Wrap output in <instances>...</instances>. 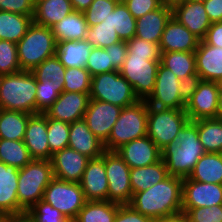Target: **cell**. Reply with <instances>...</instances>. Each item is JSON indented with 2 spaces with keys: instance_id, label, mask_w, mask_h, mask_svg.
Masks as SVG:
<instances>
[{
  "instance_id": "6da1fadb",
  "label": "cell",
  "mask_w": 222,
  "mask_h": 222,
  "mask_svg": "<svg viewBox=\"0 0 222 222\" xmlns=\"http://www.w3.org/2000/svg\"><path fill=\"white\" fill-rule=\"evenodd\" d=\"M183 178L169 175L146 191L134 193L129 205L155 222L182 213Z\"/></svg>"
},
{
  "instance_id": "7a4b0ae2",
  "label": "cell",
  "mask_w": 222,
  "mask_h": 222,
  "mask_svg": "<svg viewBox=\"0 0 222 222\" xmlns=\"http://www.w3.org/2000/svg\"><path fill=\"white\" fill-rule=\"evenodd\" d=\"M205 153L197 125L188 121L178 132L176 141L161 150V159L167 167L168 175L187 178Z\"/></svg>"
},
{
  "instance_id": "3957f363",
  "label": "cell",
  "mask_w": 222,
  "mask_h": 222,
  "mask_svg": "<svg viewBox=\"0 0 222 222\" xmlns=\"http://www.w3.org/2000/svg\"><path fill=\"white\" fill-rule=\"evenodd\" d=\"M37 80L32 71L0 76V109L36 114Z\"/></svg>"
},
{
  "instance_id": "277c9868",
  "label": "cell",
  "mask_w": 222,
  "mask_h": 222,
  "mask_svg": "<svg viewBox=\"0 0 222 222\" xmlns=\"http://www.w3.org/2000/svg\"><path fill=\"white\" fill-rule=\"evenodd\" d=\"M53 178L51 160L32 159L19 169L17 197L20 216L26 215L29 209L43 199L44 191Z\"/></svg>"
},
{
  "instance_id": "5b68a950",
  "label": "cell",
  "mask_w": 222,
  "mask_h": 222,
  "mask_svg": "<svg viewBox=\"0 0 222 222\" xmlns=\"http://www.w3.org/2000/svg\"><path fill=\"white\" fill-rule=\"evenodd\" d=\"M149 105L145 100L122 108L113 125L108 140L104 143L105 151H116L122 145L147 135Z\"/></svg>"
},
{
  "instance_id": "8992f818",
  "label": "cell",
  "mask_w": 222,
  "mask_h": 222,
  "mask_svg": "<svg viewBox=\"0 0 222 222\" xmlns=\"http://www.w3.org/2000/svg\"><path fill=\"white\" fill-rule=\"evenodd\" d=\"M21 70L33 71L44 60L56 55L57 43L50 27L32 23L16 44Z\"/></svg>"
},
{
  "instance_id": "52a82bcc",
  "label": "cell",
  "mask_w": 222,
  "mask_h": 222,
  "mask_svg": "<svg viewBox=\"0 0 222 222\" xmlns=\"http://www.w3.org/2000/svg\"><path fill=\"white\" fill-rule=\"evenodd\" d=\"M89 96L90 99L108 102L121 108L139 100L130 83L118 70L91 77Z\"/></svg>"
},
{
  "instance_id": "ba28073f",
  "label": "cell",
  "mask_w": 222,
  "mask_h": 222,
  "mask_svg": "<svg viewBox=\"0 0 222 222\" xmlns=\"http://www.w3.org/2000/svg\"><path fill=\"white\" fill-rule=\"evenodd\" d=\"M188 121L185 110L149 106L147 136L162 150L176 141L178 132Z\"/></svg>"
},
{
  "instance_id": "9c48e42d",
  "label": "cell",
  "mask_w": 222,
  "mask_h": 222,
  "mask_svg": "<svg viewBox=\"0 0 222 222\" xmlns=\"http://www.w3.org/2000/svg\"><path fill=\"white\" fill-rule=\"evenodd\" d=\"M159 64L160 61L148 60V56L127 54L119 71L139 100H146L153 92Z\"/></svg>"
},
{
  "instance_id": "30bf717a",
  "label": "cell",
  "mask_w": 222,
  "mask_h": 222,
  "mask_svg": "<svg viewBox=\"0 0 222 222\" xmlns=\"http://www.w3.org/2000/svg\"><path fill=\"white\" fill-rule=\"evenodd\" d=\"M43 200L72 221L87 202L80 183L57 178H53L46 187Z\"/></svg>"
},
{
  "instance_id": "8fae6325",
  "label": "cell",
  "mask_w": 222,
  "mask_h": 222,
  "mask_svg": "<svg viewBox=\"0 0 222 222\" xmlns=\"http://www.w3.org/2000/svg\"><path fill=\"white\" fill-rule=\"evenodd\" d=\"M105 170L108 179V201L121 205L131 202L130 167L116 151H105Z\"/></svg>"
},
{
  "instance_id": "7c38bea8",
  "label": "cell",
  "mask_w": 222,
  "mask_h": 222,
  "mask_svg": "<svg viewBox=\"0 0 222 222\" xmlns=\"http://www.w3.org/2000/svg\"><path fill=\"white\" fill-rule=\"evenodd\" d=\"M179 87L180 79L160 63L154 90L145 101L151 107L185 110L186 104L180 98Z\"/></svg>"
},
{
  "instance_id": "4fadbf2b",
  "label": "cell",
  "mask_w": 222,
  "mask_h": 222,
  "mask_svg": "<svg viewBox=\"0 0 222 222\" xmlns=\"http://www.w3.org/2000/svg\"><path fill=\"white\" fill-rule=\"evenodd\" d=\"M122 108L99 100L90 99L84 120L91 132L103 143L108 140L113 125L117 121Z\"/></svg>"
},
{
  "instance_id": "5bb4252c",
  "label": "cell",
  "mask_w": 222,
  "mask_h": 222,
  "mask_svg": "<svg viewBox=\"0 0 222 222\" xmlns=\"http://www.w3.org/2000/svg\"><path fill=\"white\" fill-rule=\"evenodd\" d=\"M219 91L217 82L201 80L197 90L185 105L189 121L217 118Z\"/></svg>"
},
{
  "instance_id": "9a60e30c",
  "label": "cell",
  "mask_w": 222,
  "mask_h": 222,
  "mask_svg": "<svg viewBox=\"0 0 222 222\" xmlns=\"http://www.w3.org/2000/svg\"><path fill=\"white\" fill-rule=\"evenodd\" d=\"M222 204V184L204 183L183 178L182 210Z\"/></svg>"
},
{
  "instance_id": "2e32d148",
  "label": "cell",
  "mask_w": 222,
  "mask_h": 222,
  "mask_svg": "<svg viewBox=\"0 0 222 222\" xmlns=\"http://www.w3.org/2000/svg\"><path fill=\"white\" fill-rule=\"evenodd\" d=\"M79 183L87 201H108L105 152L100 157L89 159Z\"/></svg>"
},
{
  "instance_id": "e0dca14e",
  "label": "cell",
  "mask_w": 222,
  "mask_h": 222,
  "mask_svg": "<svg viewBox=\"0 0 222 222\" xmlns=\"http://www.w3.org/2000/svg\"><path fill=\"white\" fill-rule=\"evenodd\" d=\"M89 100V94L63 91L44 114L70 124L84 118Z\"/></svg>"
},
{
  "instance_id": "ac0fdd59",
  "label": "cell",
  "mask_w": 222,
  "mask_h": 222,
  "mask_svg": "<svg viewBox=\"0 0 222 222\" xmlns=\"http://www.w3.org/2000/svg\"><path fill=\"white\" fill-rule=\"evenodd\" d=\"M116 152L130 168L149 166L161 160V150L147 135L122 145Z\"/></svg>"
},
{
  "instance_id": "d6986e66",
  "label": "cell",
  "mask_w": 222,
  "mask_h": 222,
  "mask_svg": "<svg viewBox=\"0 0 222 222\" xmlns=\"http://www.w3.org/2000/svg\"><path fill=\"white\" fill-rule=\"evenodd\" d=\"M89 159L69 147L56 152L51 159L54 178L79 183Z\"/></svg>"
},
{
  "instance_id": "ffe728a7",
  "label": "cell",
  "mask_w": 222,
  "mask_h": 222,
  "mask_svg": "<svg viewBox=\"0 0 222 222\" xmlns=\"http://www.w3.org/2000/svg\"><path fill=\"white\" fill-rule=\"evenodd\" d=\"M23 142L32 159H52L47 138V116L44 113L32 114L29 117Z\"/></svg>"
},
{
  "instance_id": "44dd1931",
  "label": "cell",
  "mask_w": 222,
  "mask_h": 222,
  "mask_svg": "<svg viewBox=\"0 0 222 222\" xmlns=\"http://www.w3.org/2000/svg\"><path fill=\"white\" fill-rule=\"evenodd\" d=\"M200 41L172 16L161 35L159 46L161 52H195Z\"/></svg>"
},
{
  "instance_id": "7402d4cb",
  "label": "cell",
  "mask_w": 222,
  "mask_h": 222,
  "mask_svg": "<svg viewBox=\"0 0 222 222\" xmlns=\"http://www.w3.org/2000/svg\"><path fill=\"white\" fill-rule=\"evenodd\" d=\"M172 16L200 40L205 38L211 26L204 3L201 2L187 0L172 9Z\"/></svg>"
},
{
  "instance_id": "603a6c76",
  "label": "cell",
  "mask_w": 222,
  "mask_h": 222,
  "mask_svg": "<svg viewBox=\"0 0 222 222\" xmlns=\"http://www.w3.org/2000/svg\"><path fill=\"white\" fill-rule=\"evenodd\" d=\"M68 147L90 159L100 157L105 152L104 143L91 132L84 119L70 123Z\"/></svg>"
},
{
  "instance_id": "cb8c5ba5",
  "label": "cell",
  "mask_w": 222,
  "mask_h": 222,
  "mask_svg": "<svg viewBox=\"0 0 222 222\" xmlns=\"http://www.w3.org/2000/svg\"><path fill=\"white\" fill-rule=\"evenodd\" d=\"M18 176L19 169L0 162V210L7 216H20Z\"/></svg>"
},
{
  "instance_id": "d4e9b609",
  "label": "cell",
  "mask_w": 222,
  "mask_h": 222,
  "mask_svg": "<svg viewBox=\"0 0 222 222\" xmlns=\"http://www.w3.org/2000/svg\"><path fill=\"white\" fill-rule=\"evenodd\" d=\"M196 71L201 80L216 82L222 77V48L199 42L195 50Z\"/></svg>"
},
{
  "instance_id": "484cf974",
  "label": "cell",
  "mask_w": 222,
  "mask_h": 222,
  "mask_svg": "<svg viewBox=\"0 0 222 222\" xmlns=\"http://www.w3.org/2000/svg\"><path fill=\"white\" fill-rule=\"evenodd\" d=\"M171 17L172 9L164 5L143 15L136 19L135 37L159 44L165 26Z\"/></svg>"
},
{
  "instance_id": "4316f807",
  "label": "cell",
  "mask_w": 222,
  "mask_h": 222,
  "mask_svg": "<svg viewBox=\"0 0 222 222\" xmlns=\"http://www.w3.org/2000/svg\"><path fill=\"white\" fill-rule=\"evenodd\" d=\"M72 11L70 0H35L33 23L51 28Z\"/></svg>"
},
{
  "instance_id": "83f0119b",
  "label": "cell",
  "mask_w": 222,
  "mask_h": 222,
  "mask_svg": "<svg viewBox=\"0 0 222 222\" xmlns=\"http://www.w3.org/2000/svg\"><path fill=\"white\" fill-rule=\"evenodd\" d=\"M51 29L56 43L69 40L79 41L86 39L88 24L83 12L74 10L61 21L55 23Z\"/></svg>"
},
{
  "instance_id": "f1b7e54d",
  "label": "cell",
  "mask_w": 222,
  "mask_h": 222,
  "mask_svg": "<svg viewBox=\"0 0 222 222\" xmlns=\"http://www.w3.org/2000/svg\"><path fill=\"white\" fill-rule=\"evenodd\" d=\"M167 167L161 159L155 164L130 168V183L133 194L146 191L152 185L157 184L168 177Z\"/></svg>"
},
{
  "instance_id": "f546056e",
  "label": "cell",
  "mask_w": 222,
  "mask_h": 222,
  "mask_svg": "<svg viewBox=\"0 0 222 222\" xmlns=\"http://www.w3.org/2000/svg\"><path fill=\"white\" fill-rule=\"evenodd\" d=\"M92 46L85 40L57 43L56 56L65 68H85Z\"/></svg>"
},
{
  "instance_id": "4dcf8cb0",
  "label": "cell",
  "mask_w": 222,
  "mask_h": 222,
  "mask_svg": "<svg viewBox=\"0 0 222 222\" xmlns=\"http://www.w3.org/2000/svg\"><path fill=\"white\" fill-rule=\"evenodd\" d=\"M188 178L197 182L222 184V153L206 152Z\"/></svg>"
},
{
  "instance_id": "1f68e13d",
  "label": "cell",
  "mask_w": 222,
  "mask_h": 222,
  "mask_svg": "<svg viewBox=\"0 0 222 222\" xmlns=\"http://www.w3.org/2000/svg\"><path fill=\"white\" fill-rule=\"evenodd\" d=\"M33 23V15L0 11V40L18 43Z\"/></svg>"
},
{
  "instance_id": "d6a6232c",
  "label": "cell",
  "mask_w": 222,
  "mask_h": 222,
  "mask_svg": "<svg viewBox=\"0 0 222 222\" xmlns=\"http://www.w3.org/2000/svg\"><path fill=\"white\" fill-rule=\"evenodd\" d=\"M31 115L21 111L0 109V138L23 141Z\"/></svg>"
},
{
  "instance_id": "836d02e7",
  "label": "cell",
  "mask_w": 222,
  "mask_h": 222,
  "mask_svg": "<svg viewBox=\"0 0 222 222\" xmlns=\"http://www.w3.org/2000/svg\"><path fill=\"white\" fill-rule=\"evenodd\" d=\"M193 122L197 125L199 140L205 152L222 153V119H200Z\"/></svg>"
},
{
  "instance_id": "e575fe53",
  "label": "cell",
  "mask_w": 222,
  "mask_h": 222,
  "mask_svg": "<svg viewBox=\"0 0 222 222\" xmlns=\"http://www.w3.org/2000/svg\"><path fill=\"white\" fill-rule=\"evenodd\" d=\"M120 205L111 201H87L73 222H114Z\"/></svg>"
},
{
  "instance_id": "d590c367",
  "label": "cell",
  "mask_w": 222,
  "mask_h": 222,
  "mask_svg": "<svg viewBox=\"0 0 222 222\" xmlns=\"http://www.w3.org/2000/svg\"><path fill=\"white\" fill-rule=\"evenodd\" d=\"M103 24L110 25L116 30L118 37L123 41L132 39L136 34V19L128 11L123 1H119Z\"/></svg>"
},
{
  "instance_id": "8d00e7d4",
  "label": "cell",
  "mask_w": 222,
  "mask_h": 222,
  "mask_svg": "<svg viewBox=\"0 0 222 222\" xmlns=\"http://www.w3.org/2000/svg\"><path fill=\"white\" fill-rule=\"evenodd\" d=\"M160 63L170 69L180 80L197 73L194 52H161Z\"/></svg>"
},
{
  "instance_id": "74e56055",
  "label": "cell",
  "mask_w": 222,
  "mask_h": 222,
  "mask_svg": "<svg viewBox=\"0 0 222 222\" xmlns=\"http://www.w3.org/2000/svg\"><path fill=\"white\" fill-rule=\"evenodd\" d=\"M31 160L32 158L23 141L0 138V162L21 169Z\"/></svg>"
},
{
  "instance_id": "f35d334b",
  "label": "cell",
  "mask_w": 222,
  "mask_h": 222,
  "mask_svg": "<svg viewBox=\"0 0 222 222\" xmlns=\"http://www.w3.org/2000/svg\"><path fill=\"white\" fill-rule=\"evenodd\" d=\"M69 131V123L47 117V138L52 155L68 147Z\"/></svg>"
},
{
  "instance_id": "ab89813d",
  "label": "cell",
  "mask_w": 222,
  "mask_h": 222,
  "mask_svg": "<svg viewBox=\"0 0 222 222\" xmlns=\"http://www.w3.org/2000/svg\"><path fill=\"white\" fill-rule=\"evenodd\" d=\"M66 68L59 61L56 55L47 58L40 65H38L32 73L37 81L49 80L58 85H64V74Z\"/></svg>"
},
{
  "instance_id": "60d3db41",
  "label": "cell",
  "mask_w": 222,
  "mask_h": 222,
  "mask_svg": "<svg viewBox=\"0 0 222 222\" xmlns=\"http://www.w3.org/2000/svg\"><path fill=\"white\" fill-rule=\"evenodd\" d=\"M64 78V91L90 93L91 75L86 68H66Z\"/></svg>"
},
{
  "instance_id": "b9f144b4",
  "label": "cell",
  "mask_w": 222,
  "mask_h": 222,
  "mask_svg": "<svg viewBox=\"0 0 222 222\" xmlns=\"http://www.w3.org/2000/svg\"><path fill=\"white\" fill-rule=\"evenodd\" d=\"M64 91V85L49 80L37 81L36 114L45 113Z\"/></svg>"
},
{
  "instance_id": "7bdbcfd3",
  "label": "cell",
  "mask_w": 222,
  "mask_h": 222,
  "mask_svg": "<svg viewBox=\"0 0 222 222\" xmlns=\"http://www.w3.org/2000/svg\"><path fill=\"white\" fill-rule=\"evenodd\" d=\"M86 41L92 47L106 48L121 41V39L115 29L101 22L95 26L88 27Z\"/></svg>"
},
{
  "instance_id": "ee69618b",
  "label": "cell",
  "mask_w": 222,
  "mask_h": 222,
  "mask_svg": "<svg viewBox=\"0 0 222 222\" xmlns=\"http://www.w3.org/2000/svg\"><path fill=\"white\" fill-rule=\"evenodd\" d=\"M26 216L30 222H73L43 199L29 209Z\"/></svg>"
},
{
  "instance_id": "f6af8a7d",
  "label": "cell",
  "mask_w": 222,
  "mask_h": 222,
  "mask_svg": "<svg viewBox=\"0 0 222 222\" xmlns=\"http://www.w3.org/2000/svg\"><path fill=\"white\" fill-rule=\"evenodd\" d=\"M21 71L17 45L14 42L0 40V76Z\"/></svg>"
},
{
  "instance_id": "bcb514c9",
  "label": "cell",
  "mask_w": 222,
  "mask_h": 222,
  "mask_svg": "<svg viewBox=\"0 0 222 222\" xmlns=\"http://www.w3.org/2000/svg\"><path fill=\"white\" fill-rule=\"evenodd\" d=\"M119 0H93L91 5L83 12L88 27L103 22L112 13Z\"/></svg>"
},
{
  "instance_id": "7dc6e473",
  "label": "cell",
  "mask_w": 222,
  "mask_h": 222,
  "mask_svg": "<svg viewBox=\"0 0 222 222\" xmlns=\"http://www.w3.org/2000/svg\"><path fill=\"white\" fill-rule=\"evenodd\" d=\"M85 68L89 71L91 77L101 73L116 71L110 62L108 52L105 48L98 47L92 48Z\"/></svg>"
},
{
  "instance_id": "c3c4849f",
  "label": "cell",
  "mask_w": 222,
  "mask_h": 222,
  "mask_svg": "<svg viewBox=\"0 0 222 222\" xmlns=\"http://www.w3.org/2000/svg\"><path fill=\"white\" fill-rule=\"evenodd\" d=\"M127 54L148 56V60L160 61L161 50L159 44L133 37L127 41Z\"/></svg>"
},
{
  "instance_id": "681fc988",
  "label": "cell",
  "mask_w": 222,
  "mask_h": 222,
  "mask_svg": "<svg viewBox=\"0 0 222 222\" xmlns=\"http://www.w3.org/2000/svg\"><path fill=\"white\" fill-rule=\"evenodd\" d=\"M189 222H222V204L182 210Z\"/></svg>"
},
{
  "instance_id": "f907efd6",
  "label": "cell",
  "mask_w": 222,
  "mask_h": 222,
  "mask_svg": "<svg viewBox=\"0 0 222 222\" xmlns=\"http://www.w3.org/2000/svg\"><path fill=\"white\" fill-rule=\"evenodd\" d=\"M123 2L135 19L162 6L161 0H123Z\"/></svg>"
},
{
  "instance_id": "816d5d0a",
  "label": "cell",
  "mask_w": 222,
  "mask_h": 222,
  "mask_svg": "<svg viewBox=\"0 0 222 222\" xmlns=\"http://www.w3.org/2000/svg\"><path fill=\"white\" fill-rule=\"evenodd\" d=\"M35 0H0V11L34 15Z\"/></svg>"
},
{
  "instance_id": "f5cc1de1",
  "label": "cell",
  "mask_w": 222,
  "mask_h": 222,
  "mask_svg": "<svg viewBox=\"0 0 222 222\" xmlns=\"http://www.w3.org/2000/svg\"><path fill=\"white\" fill-rule=\"evenodd\" d=\"M114 222H155L153 219L140 214L129 204L120 205Z\"/></svg>"
},
{
  "instance_id": "db71d44e",
  "label": "cell",
  "mask_w": 222,
  "mask_h": 222,
  "mask_svg": "<svg viewBox=\"0 0 222 222\" xmlns=\"http://www.w3.org/2000/svg\"><path fill=\"white\" fill-rule=\"evenodd\" d=\"M109 54L110 62L116 70H120L127 56V41H119L105 48Z\"/></svg>"
},
{
  "instance_id": "11a10c76",
  "label": "cell",
  "mask_w": 222,
  "mask_h": 222,
  "mask_svg": "<svg viewBox=\"0 0 222 222\" xmlns=\"http://www.w3.org/2000/svg\"><path fill=\"white\" fill-rule=\"evenodd\" d=\"M201 81L198 73L190 74L180 80L179 93L181 100L187 104L194 92L197 90L198 84Z\"/></svg>"
},
{
  "instance_id": "9f6ffc18",
  "label": "cell",
  "mask_w": 222,
  "mask_h": 222,
  "mask_svg": "<svg viewBox=\"0 0 222 222\" xmlns=\"http://www.w3.org/2000/svg\"><path fill=\"white\" fill-rule=\"evenodd\" d=\"M203 41L208 45L222 48V22L211 23Z\"/></svg>"
},
{
  "instance_id": "6f0895ef",
  "label": "cell",
  "mask_w": 222,
  "mask_h": 222,
  "mask_svg": "<svg viewBox=\"0 0 222 222\" xmlns=\"http://www.w3.org/2000/svg\"><path fill=\"white\" fill-rule=\"evenodd\" d=\"M204 8L211 23L222 22V0H206Z\"/></svg>"
},
{
  "instance_id": "680465c9",
  "label": "cell",
  "mask_w": 222,
  "mask_h": 222,
  "mask_svg": "<svg viewBox=\"0 0 222 222\" xmlns=\"http://www.w3.org/2000/svg\"><path fill=\"white\" fill-rule=\"evenodd\" d=\"M73 10L84 12L93 2V0H70Z\"/></svg>"
},
{
  "instance_id": "91938a15",
  "label": "cell",
  "mask_w": 222,
  "mask_h": 222,
  "mask_svg": "<svg viewBox=\"0 0 222 222\" xmlns=\"http://www.w3.org/2000/svg\"><path fill=\"white\" fill-rule=\"evenodd\" d=\"M157 222H189V220L183 213H181L172 217L163 218Z\"/></svg>"
},
{
  "instance_id": "94428289",
  "label": "cell",
  "mask_w": 222,
  "mask_h": 222,
  "mask_svg": "<svg viewBox=\"0 0 222 222\" xmlns=\"http://www.w3.org/2000/svg\"><path fill=\"white\" fill-rule=\"evenodd\" d=\"M187 0H161L162 5L173 9L175 6L184 3Z\"/></svg>"
},
{
  "instance_id": "6125c7cd",
  "label": "cell",
  "mask_w": 222,
  "mask_h": 222,
  "mask_svg": "<svg viewBox=\"0 0 222 222\" xmlns=\"http://www.w3.org/2000/svg\"><path fill=\"white\" fill-rule=\"evenodd\" d=\"M4 222H30V219L26 215L9 216Z\"/></svg>"
},
{
  "instance_id": "be15d7a7",
  "label": "cell",
  "mask_w": 222,
  "mask_h": 222,
  "mask_svg": "<svg viewBox=\"0 0 222 222\" xmlns=\"http://www.w3.org/2000/svg\"><path fill=\"white\" fill-rule=\"evenodd\" d=\"M217 118L222 119V90L219 91L218 96Z\"/></svg>"
},
{
  "instance_id": "e7e4bbea",
  "label": "cell",
  "mask_w": 222,
  "mask_h": 222,
  "mask_svg": "<svg viewBox=\"0 0 222 222\" xmlns=\"http://www.w3.org/2000/svg\"><path fill=\"white\" fill-rule=\"evenodd\" d=\"M9 216L0 210V222H4Z\"/></svg>"
},
{
  "instance_id": "03108f58",
  "label": "cell",
  "mask_w": 222,
  "mask_h": 222,
  "mask_svg": "<svg viewBox=\"0 0 222 222\" xmlns=\"http://www.w3.org/2000/svg\"><path fill=\"white\" fill-rule=\"evenodd\" d=\"M216 82H217L218 88H219L220 90H222V77L219 78Z\"/></svg>"
},
{
  "instance_id": "003e7915",
  "label": "cell",
  "mask_w": 222,
  "mask_h": 222,
  "mask_svg": "<svg viewBox=\"0 0 222 222\" xmlns=\"http://www.w3.org/2000/svg\"><path fill=\"white\" fill-rule=\"evenodd\" d=\"M189 1H196V2L204 3L206 0H189Z\"/></svg>"
}]
</instances>
